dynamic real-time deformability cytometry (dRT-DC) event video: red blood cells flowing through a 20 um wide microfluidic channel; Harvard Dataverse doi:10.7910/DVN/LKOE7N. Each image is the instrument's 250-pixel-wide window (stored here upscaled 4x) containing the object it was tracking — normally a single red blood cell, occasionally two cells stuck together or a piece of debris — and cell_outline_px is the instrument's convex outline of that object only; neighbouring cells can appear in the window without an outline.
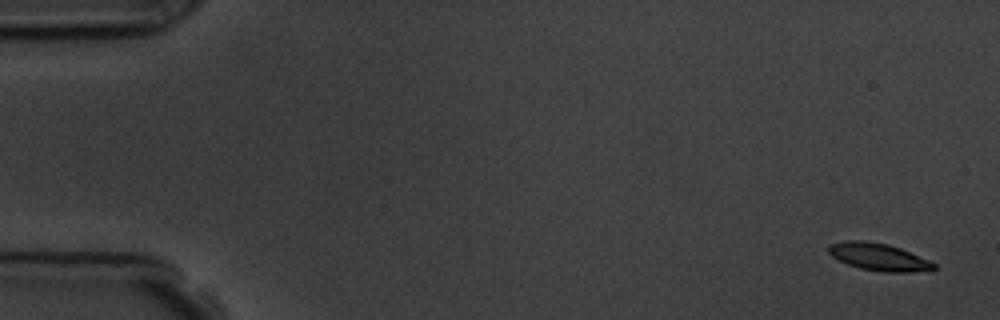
{"species": "common noctule bat (a hibernating species)", "species_latin": "Nyctalus noctula", "temperature_condition": "room temperature", "stored_images_in_passage": 5, "camera_frame_rate_fps": 3000, "um_per_image_px": 0.085, "animal": {"sex": "male", "body_mass_g": 19.5, "forearm_length_mm": 54.6}, "frame": {"image": 1, "passage_image": 1, "time_ms": 0.0, "image_size_px": [1000, 320], "cell_outline_px": [[936, 268], [908, 272], [884, 272], [860, 268], [848, 264], [832, 256], [828, 252], [828, 244], [844, 240], [864, 240], [888, 244], [900, 248], [928, 260], [936, 264]], "centroid_in_image_um": [74.63, 21.82], "position_along_channel_um": 10.4, "area_um2": 16.59}}
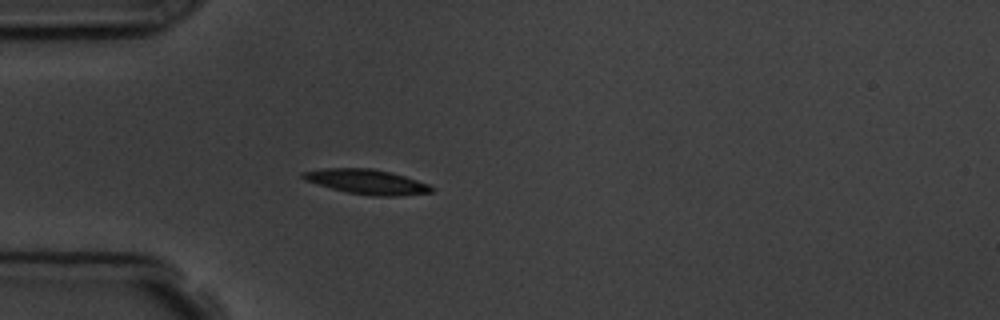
{"frame": {"image": 2, "passage_image": 5, "time_ms": 4.667, "image_size_px": [1000, 320], "cell_outline_px": [[436, 188], [432, 192], [400, 196], [372, 196], [348, 192], [332, 188], [304, 180], [300, 176], [300, 172], [320, 168], [372, 168], [392, 172], [428, 184]], "centroid_in_image_um": [31.17, 15.44], "position_along_channel_um": 53.8, "area_um2": 18.67}}